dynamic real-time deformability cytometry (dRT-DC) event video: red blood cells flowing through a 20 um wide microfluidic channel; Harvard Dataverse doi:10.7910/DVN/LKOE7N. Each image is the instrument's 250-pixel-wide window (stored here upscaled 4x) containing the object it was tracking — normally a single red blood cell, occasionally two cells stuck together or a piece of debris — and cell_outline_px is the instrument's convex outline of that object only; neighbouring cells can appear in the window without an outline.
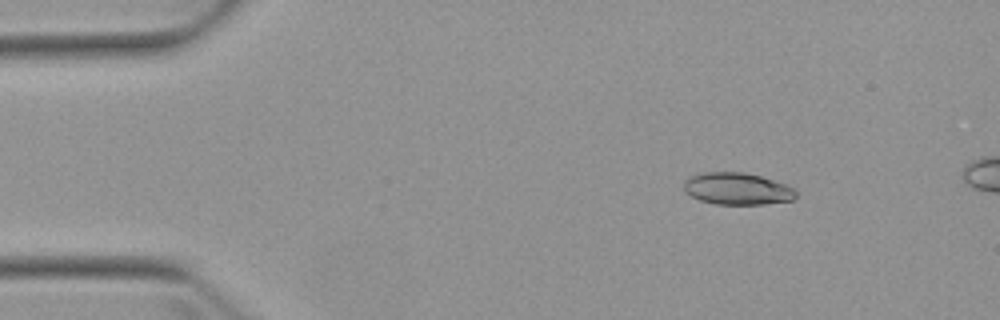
{"species": "Egyptian fruit bat (a non-hibernating species)", "species_latin": "Rousettus aegyptiacus", "temperature_condition": "warm", "stored_images_in_passage": 5, "segment_of_instrument_passage": [1, 2], "camera_frame_rate_fps": 3000, "um_per_image_px": 0.085, "animal": {"sex": "female"}, "frame": {"image": 1, "passage_image": 2, "time_ms": 2.0, "image_size_px": [1000, 320], "cell_outline_px": [[796, 196], [792, 200], [764, 204], [716, 204], [700, 200], [684, 192], [684, 180], [692, 176], [704, 172], [744, 172], [760, 176], [788, 184], [796, 188]], "centroid_in_image_um": [62.69, 16.04], "position_along_channel_um": 22.3, "area_um2": 20.98}}